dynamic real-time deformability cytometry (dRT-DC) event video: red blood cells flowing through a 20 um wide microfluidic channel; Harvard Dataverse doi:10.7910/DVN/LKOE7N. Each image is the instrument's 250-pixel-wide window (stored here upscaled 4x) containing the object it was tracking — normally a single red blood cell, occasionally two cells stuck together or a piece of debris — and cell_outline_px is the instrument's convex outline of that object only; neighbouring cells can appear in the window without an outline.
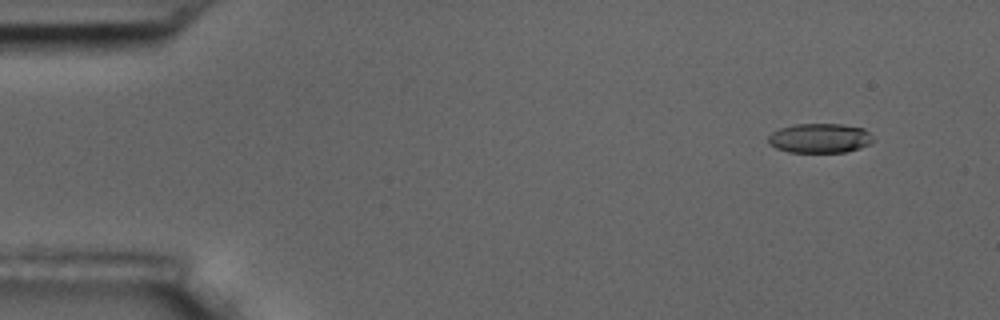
{"species": "common noctule bat (a hibernating species)", "species_latin": "Nyctalus noctula", "temperature_condition": "room temperature", "stored_images_in_passage": 9, "camera_frame_rate_fps": 3000, "um_per_image_px": 0.085, "animal": {"sex": "male", "body_mass_g": 17.5, "forearm_length_mm": 52.3}, "frame": {"image": 1, "passage_image": 2, "time_ms": 1.333, "image_size_px": [1000, 320], "cell_outline_px": [[876, 140], [860, 148], [844, 152], [788, 152], [776, 148], [768, 144], [768, 136], [772, 132], [780, 128], [796, 124], [844, 124], [864, 128]], "centroid_in_image_um": [69.68, 11.74], "position_along_channel_um": 15.3, "area_um2": 18.15}}
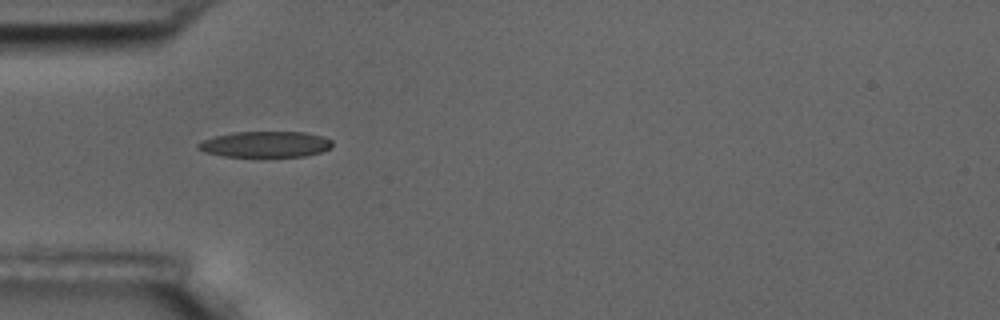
{"frame": {"image": 2, "passage_image": 6, "time_ms": 5.667, "image_size_px": [1000, 320], "cell_outline_px": [[332, 148], [320, 152], [304, 156], [224, 156], [204, 152], [196, 148], [196, 144], [204, 140], [216, 136], [236, 132], [304, 132], [324, 136], [332, 140]], "centroid_in_image_um": [22.58, 12.26], "position_along_channel_um": 62.4, "area_um2": 20.17}}
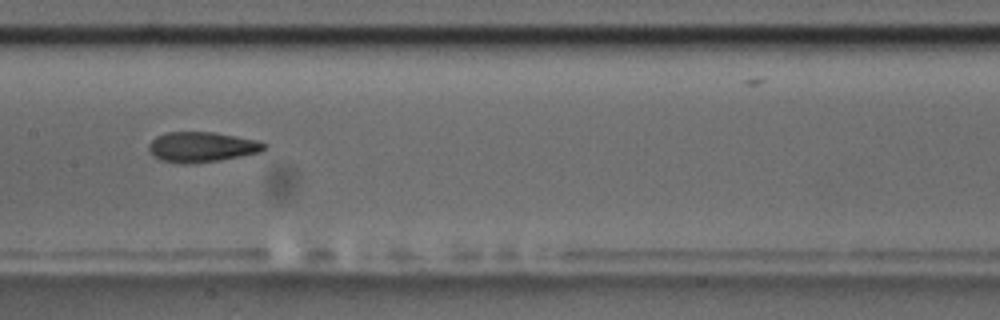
{"frame": {"image": 3, "passage_image": 9, "time_ms": 9.333, "image_size_px": [1000, 320], "cell_outline_px": [[268, 144], [260, 152], [220, 160], [184, 164], [180, 164], [160, 160], [148, 148], [148, 144], [156, 136], [168, 132], [212, 132], [236, 136], [256, 140]], "centroid_in_image_um": [17.14, 12.49], "position_along_channel_um": 190.3, "area_um2": 20.11}}